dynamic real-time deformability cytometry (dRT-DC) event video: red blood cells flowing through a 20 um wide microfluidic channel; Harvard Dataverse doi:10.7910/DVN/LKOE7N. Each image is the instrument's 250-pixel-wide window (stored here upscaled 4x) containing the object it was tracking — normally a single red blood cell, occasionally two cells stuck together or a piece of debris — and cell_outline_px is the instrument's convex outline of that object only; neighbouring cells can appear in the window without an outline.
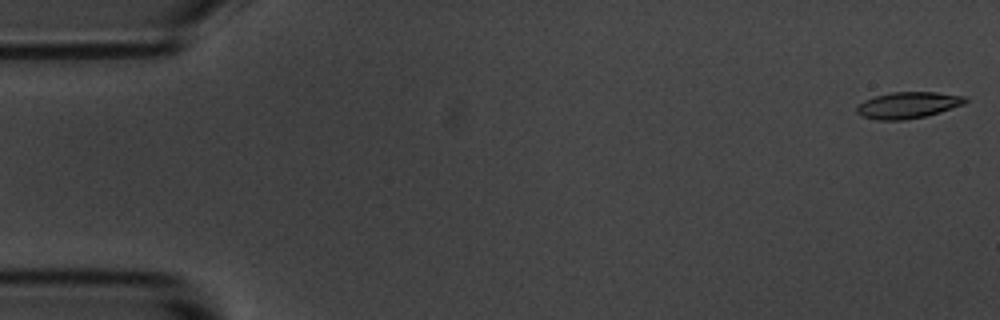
{"species": "common noctule bat (a hibernating species)", "species_latin": "Nyctalus noctula", "temperature_condition": "room temperature", "stored_images_in_passage": 8, "camera_frame_rate_fps": 3000, "um_per_image_px": 0.085, "animal": {"sex": "male", "body_mass_g": 20.1, "forearm_length_mm": 53.5}, "frame": {"image": 1, "passage_image": 1, "time_ms": 0.0, "image_size_px": [1000, 320], "cell_outline_px": [[968, 100], [964, 104], [940, 112], [924, 116], [904, 120], [876, 120], [860, 116], [856, 112], [856, 108], [864, 100], [876, 96], [892, 92], [936, 92], [964, 96]], "centroid_in_image_um": [77.16, 8.94], "position_along_channel_um": 7.8, "area_um2": 16.65}}